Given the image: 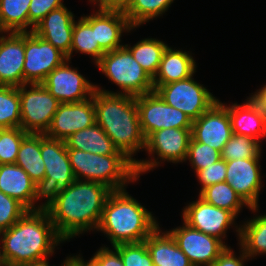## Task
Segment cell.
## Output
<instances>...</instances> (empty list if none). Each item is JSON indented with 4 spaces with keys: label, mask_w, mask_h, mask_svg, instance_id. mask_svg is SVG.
<instances>
[{
    "label": "cell",
    "mask_w": 266,
    "mask_h": 266,
    "mask_svg": "<svg viewBox=\"0 0 266 266\" xmlns=\"http://www.w3.org/2000/svg\"><path fill=\"white\" fill-rule=\"evenodd\" d=\"M112 190L93 181L75 180L44 208L57 234L67 241L90 230L97 231L105 202Z\"/></svg>",
    "instance_id": "cell-1"
},
{
    "label": "cell",
    "mask_w": 266,
    "mask_h": 266,
    "mask_svg": "<svg viewBox=\"0 0 266 266\" xmlns=\"http://www.w3.org/2000/svg\"><path fill=\"white\" fill-rule=\"evenodd\" d=\"M0 237L7 266L48 259L55 247L64 242L45 208L28 210L9 229L1 231Z\"/></svg>",
    "instance_id": "cell-2"
},
{
    "label": "cell",
    "mask_w": 266,
    "mask_h": 266,
    "mask_svg": "<svg viewBox=\"0 0 266 266\" xmlns=\"http://www.w3.org/2000/svg\"><path fill=\"white\" fill-rule=\"evenodd\" d=\"M96 124L113 141L116 148L134 164L133 154L145 150L146 138L140 126L136 97L94 90Z\"/></svg>",
    "instance_id": "cell-3"
},
{
    "label": "cell",
    "mask_w": 266,
    "mask_h": 266,
    "mask_svg": "<svg viewBox=\"0 0 266 266\" xmlns=\"http://www.w3.org/2000/svg\"><path fill=\"white\" fill-rule=\"evenodd\" d=\"M126 189L112 191L104 205L97 231L110 239L112 246L144 241L159 225L156 218Z\"/></svg>",
    "instance_id": "cell-4"
},
{
    "label": "cell",
    "mask_w": 266,
    "mask_h": 266,
    "mask_svg": "<svg viewBox=\"0 0 266 266\" xmlns=\"http://www.w3.org/2000/svg\"><path fill=\"white\" fill-rule=\"evenodd\" d=\"M67 152L76 180L97 182L112 191L138 180L135 164L125 155H98L78 149Z\"/></svg>",
    "instance_id": "cell-5"
},
{
    "label": "cell",
    "mask_w": 266,
    "mask_h": 266,
    "mask_svg": "<svg viewBox=\"0 0 266 266\" xmlns=\"http://www.w3.org/2000/svg\"><path fill=\"white\" fill-rule=\"evenodd\" d=\"M96 66L109 80L122 89L121 92H112L94 85L98 91L133 97L154 91L153 79L133 58L131 52L125 46L105 52Z\"/></svg>",
    "instance_id": "cell-6"
},
{
    "label": "cell",
    "mask_w": 266,
    "mask_h": 266,
    "mask_svg": "<svg viewBox=\"0 0 266 266\" xmlns=\"http://www.w3.org/2000/svg\"><path fill=\"white\" fill-rule=\"evenodd\" d=\"M40 152L45 165L44 182L39 186L43 208L57 195L63 193L76 179L73 174L64 140L40 134Z\"/></svg>",
    "instance_id": "cell-7"
},
{
    "label": "cell",
    "mask_w": 266,
    "mask_h": 266,
    "mask_svg": "<svg viewBox=\"0 0 266 266\" xmlns=\"http://www.w3.org/2000/svg\"><path fill=\"white\" fill-rule=\"evenodd\" d=\"M30 86V90H27ZM19 86L21 123L28 134H45L60 102L42 85Z\"/></svg>",
    "instance_id": "cell-8"
},
{
    "label": "cell",
    "mask_w": 266,
    "mask_h": 266,
    "mask_svg": "<svg viewBox=\"0 0 266 266\" xmlns=\"http://www.w3.org/2000/svg\"><path fill=\"white\" fill-rule=\"evenodd\" d=\"M191 129L168 128L152 133L145 143V151L151 156L157 155V159L137 160L135 170L139 179L140 174L146 173L159 166L162 161L172 163L185 162L188 154Z\"/></svg>",
    "instance_id": "cell-9"
},
{
    "label": "cell",
    "mask_w": 266,
    "mask_h": 266,
    "mask_svg": "<svg viewBox=\"0 0 266 266\" xmlns=\"http://www.w3.org/2000/svg\"><path fill=\"white\" fill-rule=\"evenodd\" d=\"M161 98L170 106L181 110L192 121L198 119L216 101L217 98L202 84L189 78L164 85H153Z\"/></svg>",
    "instance_id": "cell-10"
},
{
    "label": "cell",
    "mask_w": 266,
    "mask_h": 266,
    "mask_svg": "<svg viewBox=\"0 0 266 266\" xmlns=\"http://www.w3.org/2000/svg\"><path fill=\"white\" fill-rule=\"evenodd\" d=\"M136 105L142 133L146 139L161 129L192 127L193 121L190 117L168 105L156 91L137 96Z\"/></svg>",
    "instance_id": "cell-11"
},
{
    "label": "cell",
    "mask_w": 266,
    "mask_h": 266,
    "mask_svg": "<svg viewBox=\"0 0 266 266\" xmlns=\"http://www.w3.org/2000/svg\"><path fill=\"white\" fill-rule=\"evenodd\" d=\"M24 85L41 84L67 57L33 31L25 32Z\"/></svg>",
    "instance_id": "cell-12"
},
{
    "label": "cell",
    "mask_w": 266,
    "mask_h": 266,
    "mask_svg": "<svg viewBox=\"0 0 266 266\" xmlns=\"http://www.w3.org/2000/svg\"><path fill=\"white\" fill-rule=\"evenodd\" d=\"M168 232L193 266H212L227 247L224 241L196 230L185 222L183 226Z\"/></svg>",
    "instance_id": "cell-13"
},
{
    "label": "cell",
    "mask_w": 266,
    "mask_h": 266,
    "mask_svg": "<svg viewBox=\"0 0 266 266\" xmlns=\"http://www.w3.org/2000/svg\"><path fill=\"white\" fill-rule=\"evenodd\" d=\"M65 60L53 69L41 83L60 103H77L92 97L94 84L85 79L76 68Z\"/></svg>",
    "instance_id": "cell-14"
},
{
    "label": "cell",
    "mask_w": 266,
    "mask_h": 266,
    "mask_svg": "<svg viewBox=\"0 0 266 266\" xmlns=\"http://www.w3.org/2000/svg\"><path fill=\"white\" fill-rule=\"evenodd\" d=\"M182 218L190 227L223 241L227 237V229L235 225L237 217L231 211L213 206L198 197L185 206Z\"/></svg>",
    "instance_id": "cell-15"
},
{
    "label": "cell",
    "mask_w": 266,
    "mask_h": 266,
    "mask_svg": "<svg viewBox=\"0 0 266 266\" xmlns=\"http://www.w3.org/2000/svg\"><path fill=\"white\" fill-rule=\"evenodd\" d=\"M232 134L228 110L219 100L195 119L191 127L193 140L207 144L220 152Z\"/></svg>",
    "instance_id": "cell-16"
},
{
    "label": "cell",
    "mask_w": 266,
    "mask_h": 266,
    "mask_svg": "<svg viewBox=\"0 0 266 266\" xmlns=\"http://www.w3.org/2000/svg\"><path fill=\"white\" fill-rule=\"evenodd\" d=\"M260 158H246L226 161L225 181L251 207L258 211V197L262 185Z\"/></svg>",
    "instance_id": "cell-17"
},
{
    "label": "cell",
    "mask_w": 266,
    "mask_h": 266,
    "mask_svg": "<svg viewBox=\"0 0 266 266\" xmlns=\"http://www.w3.org/2000/svg\"><path fill=\"white\" fill-rule=\"evenodd\" d=\"M95 123L93 97L77 103H60L45 135L49 138L65 140L71 134Z\"/></svg>",
    "instance_id": "cell-18"
},
{
    "label": "cell",
    "mask_w": 266,
    "mask_h": 266,
    "mask_svg": "<svg viewBox=\"0 0 266 266\" xmlns=\"http://www.w3.org/2000/svg\"><path fill=\"white\" fill-rule=\"evenodd\" d=\"M0 34V86L24 85L25 32Z\"/></svg>",
    "instance_id": "cell-19"
},
{
    "label": "cell",
    "mask_w": 266,
    "mask_h": 266,
    "mask_svg": "<svg viewBox=\"0 0 266 266\" xmlns=\"http://www.w3.org/2000/svg\"><path fill=\"white\" fill-rule=\"evenodd\" d=\"M82 18L95 30L96 42L104 52L124 46L120 44L122 33L134 29L121 11L98 9L95 13Z\"/></svg>",
    "instance_id": "cell-20"
},
{
    "label": "cell",
    "mask_w": 266,
    "mask_h": 266,
    "mask_svg": "<svg viewBox=\"0 0 266 266\" xmlns=\"http://www.w3.org/2000/svg\"><path fill=\"white\" fill-rule=\"evenodd\" d=\"M0 191L18 200L28 210L43 208L35 205L37 200L42 199L39 187L16 163L0 164Z\"/></svg>",
    "instance_id": "cell-21"
},
{
    "label": "cell",
    "mask_w": 266,
    "mask_h": 266,
    "mask_svg": "<svg viewBox=\"0 0 266 266\" xmlns=\"http://www.w3.org/2000/svg\"><path fill=\"white\" fill-rule=\"evenodd\" d=\"M74 23V14L62 6L49 12L33 32L67 56L71 50Z\"/></svg>",
    "instance_id": "cell-22"
},
{
    "label": "cell",
    "mask_w": 266,
    "mask_h": 266,
    "mask_svg": "<svg viewBox=\"0 0 266 266\" xmlns=\"http://www.w3.org/2000/svg\"><path fill=\"white\" fill-rule=\"evenodd\" d=\"M242 105H225L231 121L232 133L266 140V113L250 98Z\"/></svg>",
    "instance_id": "cell-23"
},
{
    "label": "cell",
    "mask_w": 266,
    "mask_h": 266,
    "mask_svg": "<svg viewBox=\"0 0 266 266\" xmlns=\"http://www.w3.org/2000/svg\"><path fill=\"white\" fill-rule=\"evenodd\" d=\"M144 241L153 266H193L171 234L159 226Z\"/></svg>",
    "instance_id": "cell-24"
},
{
    "label": "cell",
    "mask_w": 266,
    "mask_h": 266,
    "mask_svg": "<svg viewBox=\"0 0 266 266\" xmlns=\"http://www.w3.org/2000/svg\"><path fill=\"white\" fill-rule=\"evenodd\" d=\"M196 72V62L188 51L167 47L163 53L153 85H164L189 78Z\"/></svg>",
    "instance_id": "cell-25"
},
{
    "label": "cell",
    "mask_w": 266,
    "mask_h": 266,
    "mask_svg": "<svg viewBox=\"0 0 266 266\" xmlns=\"http://www.w3.org/2000/svg\"><path fill=\"white\" fill-rule=\"evenodd\" d=\"M64 141L67 149H78L98 155H124L96 123L71 134Z\"/></svg>",
    "instance_id": "cell-26"
},
{
    "label": "cell",
    "mask_w": 266,
    "mask_h": 266,
    "mask_svg": "<svg viewBox=\"0 0 266 266\" xmlns=\"http://www.w3.org/2000/svg\"><path fill=\"white\" fill-rule=\"evenodd\" d=\"M16 164L27 172L38 187L44 182L45 165L40 152V134H28L22 140Z\"/></svg>",
    "instance_id": "cell-27"
},
{
    "label": "cell",
    "mask_w": 266,
    "mask_h": 266,
    "mask_svg": "<svg viewBox=\"0 0 266 266\" xmlns=\"http://www.w3.org/2000/svg\"><path fill=\"white\" fill-rule=\"evenodd\" d=\"M236 232L239 245L249 258L266 254V214L247 220L242 226L237 225Z\"/></svg>",
    "instance_id": "cell-28"
},
{
    "label": "cell",
    "mask_w": 266,
    "mask_h": 266,
    "mask_svg": "<svg viewBox=\"0 0 266 266\" xmlns=\"http://www.w3.org/2000/svg\"><path fill=\"white\" fill-rule=\"evenodd\" d=\"M133 58L153 79L157 74L164 51L168 47L166 43L155 38H145L135 45H124Z\"/></svg>",
    "instance_id": "cell-29"
},
{
    "label": "cell",
    "mask_w": 266,
    "mask_h": 266,
    "mask_svg": "<svg viewBox=\"0 0 266 266\" xmlns=\"http://www.w3.org/2000/svg\"><path fill=\"white\" fill-rule=\"evenodd\" d=\"M198 196L213 206L231 211L236 217L243 206L251 209L226 181L204 188Z\"/></svg>",
    "instance_id": "cell-30"
},
{
    "label": "cell",
    "mask_w": 266,
    "mask_h": 266,
    "mask_svg": "<svg viewBox=\"0 0 266 266\" xmlns=\"http://www.w3.org/2000/svg\"><path fill=\"white\" fill-rule=\"evenodd\" d=\"M31 0H0V23L6 32H28Z\"/></svg>",
    "instance_id": "cell-31"
},
{
    "label": "cell",
    "mask_w": 266,
    "mask_h": 266,
    "mask_svg": "<svg viewBox=\"0 0 266 266\" xmlns=\"http://www.w3.org/2000/svg\"><path fill=\"white\" fill-rule=\"evenodd\" d=\"M73 51L92 56L95 64L105 54L96 42L95 30L82 17L74 23L72 45L70 53L66 56L67 59H71Z\"/></svg>",
    "instance_id": "cell-32"
},
{
    "label": "cell",
    "mask_w": 266,
    "mask_h": 266,
    "mask_svg": "<svg viewBox=\"0 0 266 266\" xmlns=\"http://www.w3.org/2000/svg\"><path fill=\"white\" fill-rule=\"evenodd\" d=\"M174 0H132L124 12L130 25L137 28L145 22L163 15Z\"/></svg>",
    "instance_id": "cell-33"
},
{
    "label": "cell",
    "mask_w": 266,
    "mask_h": 266,
    "mask_svg": "<svg viewBox=\"0 0 266 266\" xmlns=\"http://www.w3.org/2000/svg\"><path fill=\"white\" fill-rule=\"evenodd\" d=\"M19 87L0 86V128L20 127Z\"/></svg>",
    "instance_id": "cell-34"
},
{
    "label": "cell",
    "mask_w": 266,
    "mask_h": 266,
    "mask_svg": "<svg viewBox=\"0 0 266 266\" xmlns=\"http://www.w3.org/2000/svg\"><path fill=\"white\" fill-rule=\"evenodd\" d=\"M261 143L254 138L232 134L221 151V158L225 161L246 158H261Z\"/></svg>",
    "instance_id": "cell-35"
},
{
    "label": "cell",
    "mask_w": 266,
    "mask_h": 266,
    "mask_svg": "<svg viewBox=\"0 0 266 266\" xmlns=\"http://www.w3.org/2000/svg\"><path fill=\"white\" fill-rule=\"evenodd\" d=\"M27 135L21 127L0 128V164L16 163L20 144Z\"/></svg>",
    "instance_id": "cell-36"
},
{
    "label": "cell",
    "mask_w": 266,
    "mask_h": 266,
    "mask_svg": "<svg viewBox=\"0 0 266 266\" xmlns=\"http://www.w3.org/2000/svg\"><path fill=\"white\" fill-rule=\"evenodd\" d=\"M221 159V152L207 144L190 139L186 160H189L195 173Z\"/></svg>",
    "instance_id": "cell-37"
},
{
    "label": "cell",
    "mask_w": 266,
    "mask_h": 266,
    "mask_svg": "<svg viewBox=\"0 0 266 266\" xmlns=\"http://www.w3.org/2000/svg\"><path fill=\"white\" fill-rule=\"evenodd\" d=\"M121 256L124 266H153L145 241L113 246Z\"/></svg>",
    "instance_id": "cell-38"
},
{
    "label": "cell",
    "mask_w": 266,
    "mask_h": 266,
    "mask_svg": "<svg viewBox=\"0 0 266 266\" xmlns=\"http://www.w3.org/2000/svg\"><path fill=\"white\" fill-rule=\"evenodd\" d=\"M28 209L18 200L0 191V232L9 229Z\"/></svg>",
    "instance_id": "cell-39"
},
{
    "label": "cell",
    "mask_w": 266,
    "mask_h": 266,
    "mask_svg": "<svg viewBox=\"0 0 266 266\" xmlns=\"http://www.w3.org/2000/svg\"><path fill=\"white\" fill-rule=\"evenodd\" d=\"M226 170V161L221 158L219 161L212 163V165L197 171L196 175L201 183L200 192L208 186L219 182H225Z\"/></svg>",
    "instance_id": "cell-40"
},
{
    "label": "cell",
    "mask_w": 266,
    "mask_h": 266,
    "mask_svg": "<svg viewBox=\"0 0 266 266\" xmlns=\"http://www.w3.org/2000/svg\"><path fill=\"white\" fill-rule=\"evenodd\" d=\"M63 0H31L29 6V31H33L34 27L52 10L64 6Z\"/></svg>",
    "instance_id": "cell-41"
},
{
    "label": "cell",
    "mask_w": 266,
    "mask_h": 266,
    "mask_svg": "<svg viewBox=\"0 0 266 266\" xmlns=\"http://www.w3.org/2000/svg\"><path fill=\"white\" fill-rule=\"evenodd\" d=\"M87 266H124L120 253L113 247H100L94 256L87 262L77 255Z\"/></svg>",
    "instance_id": "cell-42"
},
{
    "label": "cell",
    "mask_w": 266,
    "mask_h": 266,
    "mask_svg": "<svg viewBox=\"0 0 266 266\" xmlns=\"http://www.w3.org/2000/svg\"><path fill=\"white\" fill-rule=\"evenodd\" d=\"M240 250V256L236 257L232 248L227 246L214 261L212 266H244V262L250 258L245 254L244 249L241 246Z\"/></svg>",
    "instance_id": "cell-43"
},
{
    "label": "cell",
    "mask_w": 266,
    "mask_h": 266,
    "mask_svg": "<svg viewBox=\"0 0 266 266\" xmlns=\"http://www.w3.org/2000/svg\"><path fill=\"white\" fill-rule=\"evenodd\" d=\"M96 4L99 10L121 11L125 12L130 6L132 0H89ZM98 4V5H97Z\"/></svg>",
    "instance_id": "cell-44"
},
{
    "label": "cell",
    "mask_w": 266,
    "mask_h": 266,
    "mask_svg": "<svg viewBox=\"0 0 266 266\" xmlns=\"http://www.w3.org/2000/svg\"><path fill=\"white\" fill-rule=\"evenodd\" d=\"M250 98L266 113V85L257 90Z\"/></svg>",
    "instance_id": "cell-45"
},
{
    "label": "cell",
    "mask_w": 266,
    "mask_h": 266,
    "mask_svg": "<svg viewBox=\"0 0 266 266\" xmlns=\"http://www.w3.org/2000/svg\"><path fill=\"white\" fill-rule=\"evenodd\" d=\"M72 256H69L65 259V261L62 263L61 266H66V262L71 258ZM48 259H44L41 261H36V262H31V263H26L21 266H50L49 262L47 261ZM55 266V265H54Z\"/></svg>",
    "instance_id": "cell-46"
},
{
    "label": "cell",
    "mask_w": 266,
    "mask_h": 266,
    "mask_svg": "<svg viewBox=\"0 0 266 266\" xmlns=\"http://www.w3.org/2000/svg\"><path fill=\"white\" fill-rule=\"evenodd\" d=\"M66 266H87L77 255L72 256L67 262Z\"/></svg>",
    "instance_id": "cell-47"
},
{
    "label": "cell",
    "mask_w": 266,
    "mask_h": 266,
    "mask_svg": "<svg viewBox=\"0 0 266 266\" xmlns=\"http://www.w3.org/2000/svg\"><path fill=\"white\" fill-rule=\"evenodd\" d=\"M0 266H7V264L3 258L2 248H0Z\"/></svg>",
    "instance_id": "cell-48"
},
{
    "label": "cell",
    "mask_w": 266,
    "mask_h": 266,
    "mask_svg": "<svg viewBox=\"0 0 266 266\" xmlns=\"http://www.w3.org/2000/svg\"><path fill=\"white\" fill-rule=\"evenodd\" d=\"M4 33V31L1 28V23H0V34Z\"/></svg>",
    "instance_id": "cell-49"
}]
</instances>
